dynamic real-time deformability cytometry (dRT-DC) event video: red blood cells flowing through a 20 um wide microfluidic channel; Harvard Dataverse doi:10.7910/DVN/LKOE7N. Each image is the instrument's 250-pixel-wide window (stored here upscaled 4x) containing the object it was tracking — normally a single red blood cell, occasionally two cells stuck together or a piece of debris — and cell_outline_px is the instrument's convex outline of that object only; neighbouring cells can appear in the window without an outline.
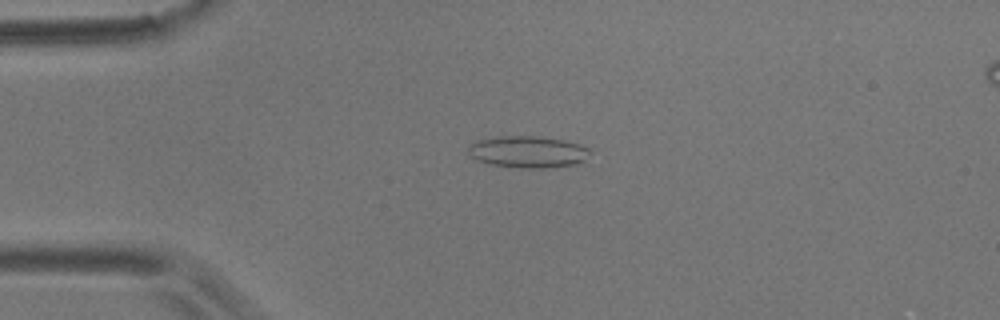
{"species": "common noctule bat (a hibernating species)", "species_latin": "Nyctalus noctula", "temperature_condition": "room temperature", "stored_images_in_passage": 58, "camera_frame_rate_fps": 3000, "um_per_image_px": 0.085, "animal": {"sex": "male", "body_mass_g": 17.9}, "frame": {"image": 1, "passage_image": 14, "time_ms": 4.333, "image_size_px": [1000, 320], "cell_outline_px": [[592, 152], [584, 160], [576, 164], [544, 168], [520, 168], [492, 164], [476, 160], [468, 152], [468, 144], [476, 140], [496, 136], [532, 136], [564, 140], [580, 144], [588, 148]], "centroid_in_image_um": [44.85, 12.9], "position_along_channel_um": 40.1, "area_um2": 22.6}}
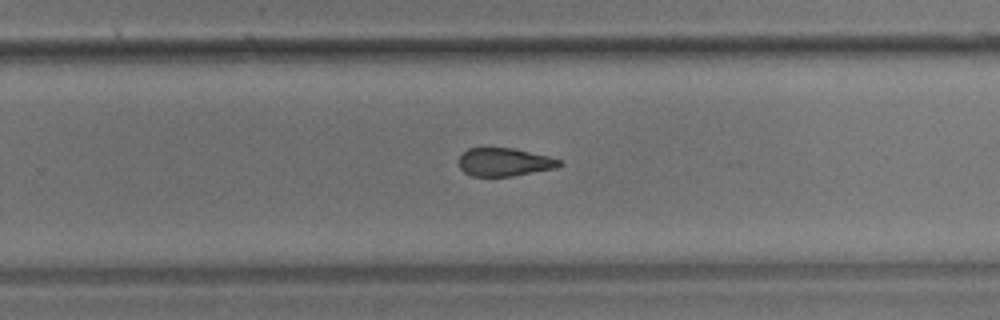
{"frame": {"image": 2, "passage_image": 37, "time_ms": 12.0, "image_size_px": [1000, 320], "cell_outline_px": [[564, 164], [556, 168], [512, 176], [472, 176], [464, 172], [460, 168], [460, 156], [468, 148], [512, 148], [548, 156], [560, 160]], "centroid_in_image_um": [42.89, 13.78], "position_along_channel_um": 286.9, "area_um2": 16.36}}
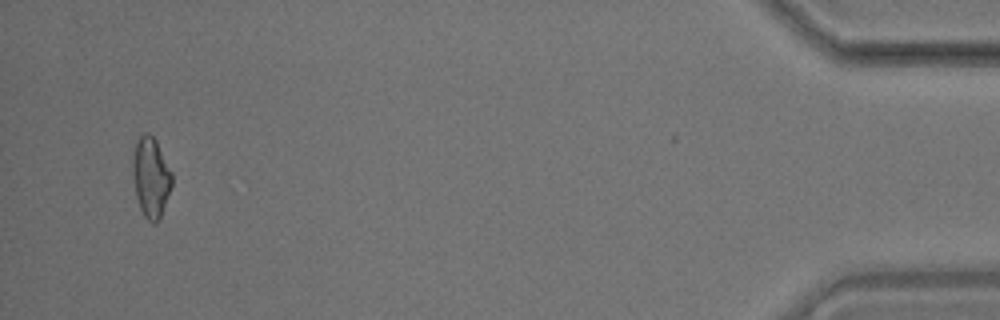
{"frame": {"image": 3, "passage_image": 55, "time_ms": 18.0, "image_size_px": [1000, 320], "cell_outline_px": [[172, 184], [160, 220], [156, 224], [152, 224], [144, 216], [140, 208], [136, 196], [132, 172], [132, 156], [136, 140], [144, 132], [148, 132], [156, 140], [172, 172]], "centroid_in_image_um": [12.82, 15.07], "position_along_channel_um": 422.4, "area_um2": 18.55}, "authors_computed_cell_mechanics": {"area_um2": 18.2937, "velocity_mm_per_s": 3.5766, "shape_relaxation_time_tau1_ms": 11.2918, "shape_relaxation_time_tau2_ms": 3.6167, "deformation_change_tau1": 0.2318, "deformation_change_tau2": 0.1251}}